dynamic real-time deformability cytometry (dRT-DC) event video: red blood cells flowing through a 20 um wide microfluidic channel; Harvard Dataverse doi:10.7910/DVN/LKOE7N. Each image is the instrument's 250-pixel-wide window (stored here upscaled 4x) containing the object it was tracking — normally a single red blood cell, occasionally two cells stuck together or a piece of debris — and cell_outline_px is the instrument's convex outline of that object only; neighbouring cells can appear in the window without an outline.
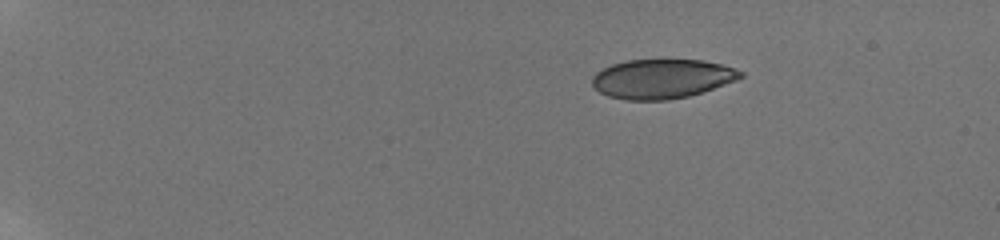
{"species": "human", "species_latin": "Homo sapiens", "temperature_condition": "room temperature", "stored_images_in_passage": 48, "camera_frame_rate_fps": 3000, "um_per_image_px": 0.085, "donor": {"sex": "male"}, "frame": {"image": 1, "passage_image": 1, "time_ms": 0.0, "image_size_px": [1000, 240], "cell_outline_px": [[744, 76], [736, 80], [688, 96], [668, 100], [624, 100], [608, 96], [600, 92], [592, 84], [592, 76], [596, 72], [612, 64], [628, 60], [704, 60], [720, 64], [744, 72]], "centroid_in_image_um": [56.24, 6.7], "position_along_channel_um": 28.8, "area_um2": 33.76}}
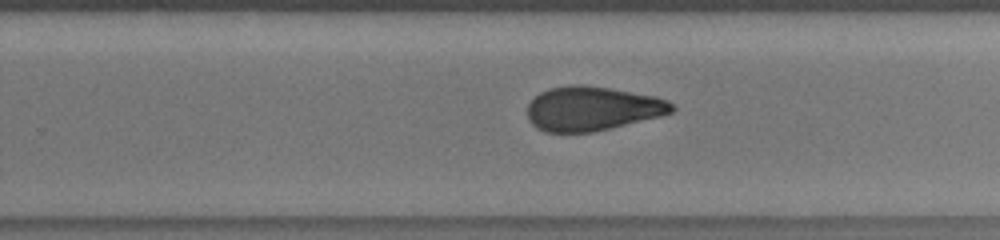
{"frame": {"image": 2, "passage_image": 31, "time_ms": 10.0, "image_size_px": [1000, 240], "cell_outline_px": [[676, 108], [672, 112], [660, 116], [592, 132], [544, 132], [536, 128], [528, 120], [528, 104], [540, 92], [548, 88], [572, 84], [584, 84], [656, 96], [668, 100], [676, 104]], "centroid_in_image_um": [50.34, 9.22], "position_along_channel_um": 279.5, "area_um2": 37.34}}
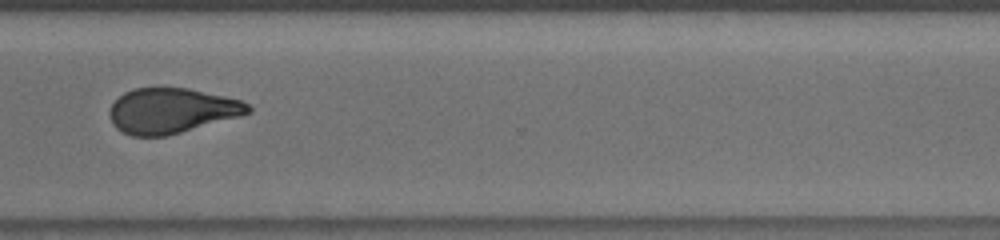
{"frame": {"image": 3, "passage_image": 37, "time_ms": 12.0, "image_size_px": [1000, 240], "cell_outline_px": [[252, 112], [240, 116], [168, 136], [132, 136], [116, 128], [112, 124], [108, 112], [112, 104], [124, 92], [136, 88], [188, 88], [224, 96], [240, 100], [248, 104], [252, 108]], "centroid_in_image_um": [14.58, 9.42], "position_along_channel_um": 356.0, "area_um2": 36.41}, "authors_computed_cell_mechanics": {"area_um2": 37.3677, "velocity_mm_per_s": 3.8178, "shape_relaxation_time_tau1_ms": null, "shape_relaxation_time_tau2_ms": 1.9066, "deformation_change_tau1": null, "deformation_change_tau2": 0.0961}}